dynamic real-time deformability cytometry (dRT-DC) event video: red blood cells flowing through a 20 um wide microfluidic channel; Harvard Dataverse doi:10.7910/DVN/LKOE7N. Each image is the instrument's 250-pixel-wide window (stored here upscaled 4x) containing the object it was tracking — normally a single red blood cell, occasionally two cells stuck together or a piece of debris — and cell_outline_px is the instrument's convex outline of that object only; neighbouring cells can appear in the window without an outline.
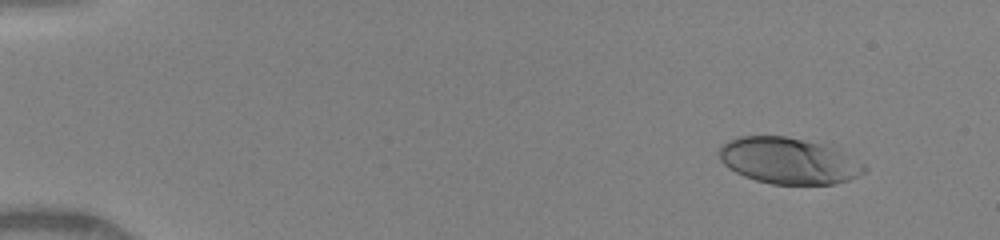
{"species": "human", "species_latin": "Homo sapiens", "temperature_condition": "warm", "stored_images_in_passage": 45, "camera_frame_rate_fps": 3000, "um_per_image_px": 0.085, "donor": {"sex": "female"}, "frame": {"image": 1, "passage_image": 1, "time_ms": 0.0, "image_size_px": [1000, 240], "cell_outline_px": [[868, 168], [864, 172], [848, 180], [836, 184], [772, 184], [756, 180], [744, 176], [736, 172], [724, 164], [720, 160], [716, 152], [728, 140], [740, 136], [784, 136], [804, 140], [820, 144], [832, 148], [864, 164]], "centroid_in_image_um": [66.98, 13.67], "position_along_channel_um": 18.0, "area_um2": 38.67}}
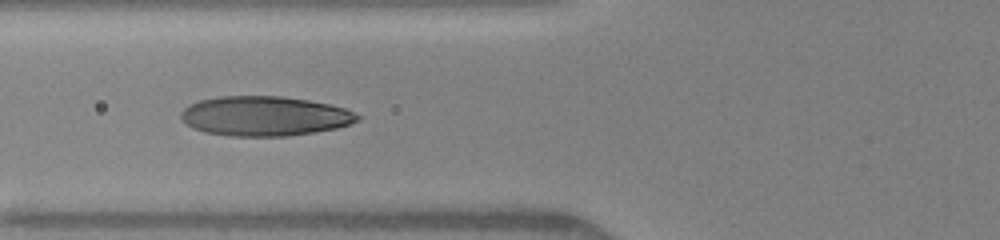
{"frame": {"image": 2, "passage_image": 16, "time_ms": 5.0, "image_size_px": [1000, 240], "cell_outline_px": [[360, 120], [336, 128], [316, 132], [288, 136], [232, 136], [204, 132], [192, 128], [180, 116], [180, 112], [188, 104], [200, 100], [220, 96], [284, 96], [308, 100], [328, 104], [344, 108], [360, 116]], "centroid_in_image_um": [22.47, 9.86], "position_along_channel_um": 103.3, "area_um2": 40.81}}
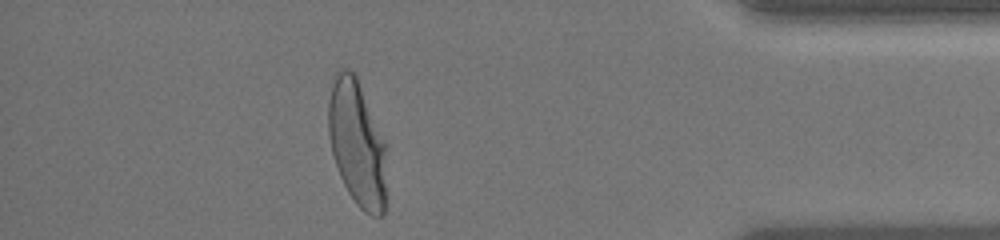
{"frame": {"image": 3, "passage_image": 40, "time_ms": 13.0, "image_size_px": [1000, 240], "cell_outline_px": [[388, 144], [384, 216], [372, 216], [364, 212], [356, 204], [348, 192], [340, 176], [332, 152], [328, 136], [328, 104], [332, 84], [336, 72], [340, 68], [348, 68], [356, 72]], "centroid_in_image_um": [30.4, 12.15], "position_along_channel_um": 404.8, "area_um2": 44.1}, "authors_computed_cell_mechanics": {"area_um2": 39.8242, "velocity_mm_per_s": 4.1783, "shape_relaxation_time_tau1_ms": 3.89, "shape_relaxation_time_tau2_ms": null, "deformation_change_tau1": 0.2027, "deformation_change_tau2": null}}